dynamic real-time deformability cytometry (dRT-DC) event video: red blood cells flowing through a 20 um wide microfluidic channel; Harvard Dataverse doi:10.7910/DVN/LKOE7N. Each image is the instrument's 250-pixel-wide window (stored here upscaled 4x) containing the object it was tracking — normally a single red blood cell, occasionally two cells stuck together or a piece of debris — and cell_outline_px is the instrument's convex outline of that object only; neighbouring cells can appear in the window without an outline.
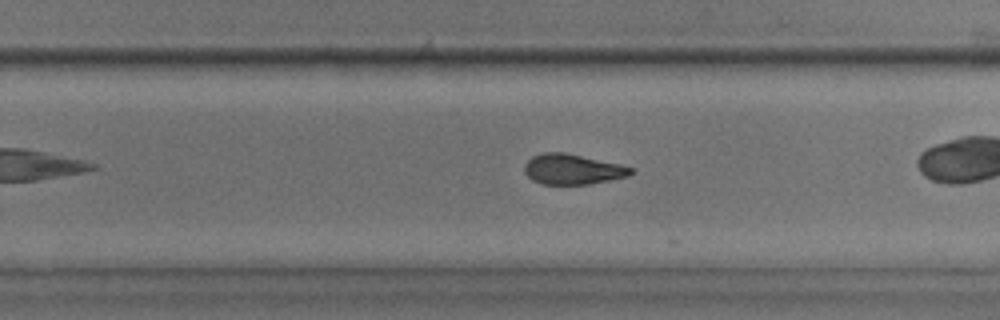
{"species": "common noctule bat (a hibernating species)", "species_latin": "Nyctalus noctula", "temperature_condition": "room temperature", "stored_images_in_passage": 33, "camera_frame_rate_fps": 3000, "um_per_image_px": 0.085, "animal": {"sex": "male", "body_mass_g": 17.9, "forearm_length_mm": 54.2}, "frame": {"image": 1, "passage_image": 24, "time_ms": 7.667, "image_size_px": [1000, 320], "cell_outline_px": [[632, 172], [628, 176], [588, 184], [540, 184], [532, 180], [524, 172], [524, 164], [532, 156], [544, 152], [564, 152], [620, 164], [632, 168]], "centroid_in_image_um": [48.61, 14.38], "position_along_channel_um": 281.2, "area_um2": 18.67}, "authors_computed_cell_mechanics": {"area_um2": 19.5364, "velocity_mm_per_s": 3.944, "shape_relaxation_time_tau1_ms": null, "shape_relaxation_time_tau2_ms": 3.2273, "deformation_change_tau1": null, "deformation_change_tau2": 0.1005}}